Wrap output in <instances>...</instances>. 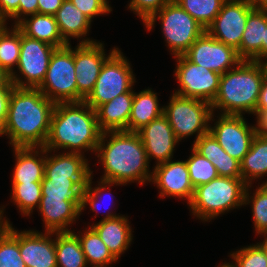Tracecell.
<instances>
[{
  "label": "cell",
  "mask_w": 267,
  "mask_h": 267,
  "mask_svg": "<svg viewBox=\"0 0 267 267\" xmlns=\"http://www.w3.org/2000/svg\"><path fill=\"white\" fill-rule=\"evenodd\" d=\"M55 105L38 88L14 87L2 137L7 136L11 147H44Z\"/></svg>",
  "instance_id": "1"
},
{
  "label": "cell",
  "mask_w": 267,
  "mask_h": 267,
  "mask_svg": "<svg viewBox=\"0 0 267 267\" xmlns=\"http://www.w3.org/2000/svg\"><path fill=\"white\" fill-rule=\"evenodd\" d=\"M95 155L104 169L100 180L124 185L151 182L150 163L137 132H102Z\"/></svg>",
  "instance_id": "2"
},
{
  "label": "cell",
  "mask_w": 267,
  "mask_h": 267,
  "mask_svg": "<svg viewBox=\"0 0 267 267\" xmlns=\"http://www.w3.org/2000/svg\"><path fill=\"white\" fill-rule=\"evenodd\" d=\"M101 135L96 110L85 101L59 102L53 110L44 148L82 155L87 151L95 153Z\"/></svg>",
  "instance_id": "3"
},
{
  "label": "cell",
  "mask_w": 267,
  "mask_h": 267,
  "mask_svg": "<svg viewBox=\"0 0 267 267\" xmlns=\"http://www.w3.org/2000/svg\"><path fill=\"white\" fill-rule=\"evenodd\" d=\"M267 70L264 63L241 60L220 77L218 92L211 104L212 112L219 114H255L260 89Z\"/></svg>",
  "instance_id": "4"
},
{
  "label": "cell",
  "mask_w": 267,
  "mask_h": 267,
  "mask_svg": "<svg viewBox=\"0 0 267 267\" xmlns=\"http://www.w3.org/2000/svg\"><path fill=\"white\" fill-rule=\"evenodd\" d=\"M246 186L242 178L219 176L195 187L188 204L193 217L210 222L225 212L244 206Z\"/></svg>",
  "instance_id": "5"
},
{
  "label": "cell",
  "mask_w": 267,
  "mask_h": 267,
  "mask_svg": "<svg viewBox=\"0 0 267 267\" xmlns=\"http://www.w3.org/2000/svg\"><path fill=\"white\" fill-rule=\"evenodd\" d=\"M157 20L161 22V32L167 43L165 46H168L174 57L184 55L205 32V29L175 0L166 4L144 24L147 31L155 27Z\"/></svg>",
  "instance_id": "6"
},
{
  "label": "cell",
  "mask_w": 267,
  "mask_h": 267,
  "mask_svg": "<svg viewBox=\"0 0 267 267\" xmlns=\"http://www.w3.org/2000/svg\"><path fill=\"white\" fill-rule=\"evenodd\" d=\"M76 78L74 50L68 44L54 50L45 79L38 89L55 103L81 102L85 98L77 90Z\"/></svg>",
  "instance_id": "7"
},
{
  "label": "cell",
  "mask_w": 267,
  "mask_h": 267,
  "mask_svg": "<svg viewBox=\"0 0 267 267\" xmlns=\"http://www.w3.org/2000/svg\"><path fill=\"white\" fill-rule=\"evenodd\" d=\"M168 105H164L163 114L169 120L175 137L179 142L196 135L194 142L209 132L211 104L189 97L171 94Z\"/></svg>",
  "instance_id": "8"
},
{
  "label": "cell",
  "mask_w": 267,
  "mask_h": 267,
  "mask_svg": "<svg viewBox=\"0 0 267 267\" xmlns=\"http://www.w3.org/2000/svg\"><path fill=\"white\" fill-rule=\"evenodd\" d=\"M131 63L118 48L104 63L93 90L84 101L94 110L120 94L133 89L136 83Z\"/></svg>",
  "instance_id": "9"
},
{
  "label": "cell",
  "mask_w": 267,
  "mask_h": 267,
  "mask_svg": "<svg viewBox=\"0 0 267 267\" xmlns=\"http://www.w3.org/2000/svg\"><path fill=\"white\" fill-rule=\"evenodd\" d=\"M55 49L56 47L21 32L17 70L9 76L13 85L18 88H38L45 79L49 61Z\"/></svg>",
  "instance_id": "10"
},
{
  "label": "cell",
  "mask_w": 267,
  "mask_h": 267,
  "mask_svg": "<svg viewBox=\"0 0 267 267\" xmlns=\"http://www.w3.org/2000/svg\"><path fill=\"white\" fill-rule=\"evenodd\" d=\"M174 59L176 67L173 75L179 83V89L172 93L212 104L218 92L221 74L190 62L184 55Z\"/></svg>",
  "instance_id": "11"
},
{
  "label": "cell",
  "mask_w": 267,
  "mask_h": 267,
  "mask_svg": "<svg viewBox=\"0 0 267 267\" xmlns=\"http://www.w3.org/2000/svg\"><path fill=\"white\" fill-rule=\"evenodd\" d=\"M210 122H214V126L209 124V132L227 154L241 162L243 157L248 153L251 142L256 135L255 126L249 125L246 118L242 115H224L218 113L216 116L214 112L211 114Z\"/></svg>",
  "instance_id": "12"
},
{
  "label": "cell",
  "mask_w": 267,
  "mask_h": 267,
  "mask_svg": "<svg viewBox=\"0 0 267 267\" xmlns=\"http://www.w3.org/2000/svg\"><path fill=\"white\" fill-rule=\"evenodd\" d=\"M253 9L247 0H226L206 31L217 41L237 50L240 47L247 17Z\"/></svg>",
  "instance_id": "13"
},
{
  "label": "cell",
  "mask_w": 267,
  "mask_h": 267,
  "mask_svg": "<svg viewBox=\"0 0 267 267\" xmlns=\"http://www.w3.org/2000/svg\"><path fill=\"white\" fill-rule=\"evenodd\" d=\"M184 56L190 62L221 75L241 61L233 47L217 41L206 30L189 47Z\"/></svg>",
  "instance_id": "14"
},
{
  "label": "cell",
  "mask_w": 267,
  "mask_h": 267,
  "mask_svg": "<svg viewBox=\"0 0 267 267\" xmlns=\"http://www.w3.org/2000/svg\"><path fill=\"white\" fill-rule=\"evenodd\" d=\"M104 48V43L99 41L78 43L73 48L77 90L84 98L93 90L105 61L118 49L112 48L108 55Z\"/></svg>",
  "instance_id": "15"
},
{
  "label": "cell",
  "mask_w": 267,
  "mask_h": 267,
  "mask_svg": "<svg viewBox=\"0 0 267 267\" xmlns=\"http://www.w3.org/2000/svg\"><path fill=\"white\" fill-rule=\"evenodd\" d=\"M152 168V179L150 183L157 186L160 191L159 198L175 197L185 199L187 205L191 202L194 187L189 178L186 160L173 161L171 159Z\"/></svg>",
  "instance_id": "16"
},
{
  "label": "cell",
  "mask_w": 267,
  "mask_h": 267,
  "mask_svg": "<svg viewBox=\"0 0 267 267\" xmlns=\"http://www.w3.org/2000/svg\"><path fill=\"white\" fill-rule=\"evenodd\" d=\"M137 133L142 140L149 163L154 159L158 165L173 158L179 141L164 114L143 126Z\"/></svg>",
  "instance_id": "17"
},
{
  "label": "cell",
  "mask_w": 267,
  "mask_h": 267,
  "mask_svg": "<svg viewBox=\"0 0 267 267\" xmlns=\"http://www.w3.org/2000/svg\"><path fill=\"white\" fill-rule=\"evenodd\" d=\"M54 232L19 231V251L26 267H57Z\"/></svg>",
  "instance_id": "18"
},
{
  "label": "cell",
  "mask_w": 267,
  "mask_h": 267,
  "mask_svg": "<svg viewBox=\"0 0 267 267\" xmlns=\"http://www.w3.org/2000/svg\"><path fill=\"white\" fill-rule=\"evenodd\" d=\"M52 155L50 150H46V161L44 176L47 179H72L77 184H88V180L93 175L89 167L86 156L79 153L56 152ZM60 153V154H59Z\"/></svg>",
  "instance_id": "19"
},
{
  "label": "cell",
  "mask_w": 267,
  "mask_h": 267,
  "mask_svg": "<svg viewBox=\"0 0 267 267\" xmlns=\"http://www.w3.org/2000/svg\"><path fill=\"white\" fill-rule=\"evenodd\" d=\"M40 212L45 232H72L68 227L81 215V209L69 199H55L42 196L37 208Z\"/></svg>",
  "instance_id": "20"
},
{
  "label": "cell",
  "mask_w": 267,
  "mask_h": 267,
  "mask_svg": "<svg viewBox=\"0 0 267 267\" xmlns=\"http://www.w3.org/2000/svg\"><path fill=\"white\" fill-rule=\"evenodd\" d=\"M15 166L12 183L41 182L44 178L46 149L44 147H13Z\"/></svg>",
  "instance_id": "21"
},
{
  "label": "cell",
  "mask_w": 267,
  "mask_h": 267,
  "mask_svg": "<svg viewBox=\"0 0 267 267\" xmlns=\"http://www.w3.org/2000/svg\"><path fill=\"white\" fill-rule=\"evenodd\" d=\"M128 220L127 216L121 215L90 225L117 260L129 249L133 241V229Z\"/></svg>",
  "instance_id": "22"
},
{
  "label": "cell",
  "mask_w": 267,
  "mask_h": 267,
  "mask_svg": "<svg viewBox=\"0 0 267 267\" xmlns=\"http://www.w3.org/2000/svg\"><path fill=\"white\" fill-rule=\"evenodd\" d=\"M267 26V9L254 8L247 17L240 47L236 50L241 60L262 63V40Z\"/></svg>",
  "instance_id": "23"
},
{
  "label": "cell",
  "mask_w": 267,
  "mask_h": 267,
  "mask_svg": "<svg viewBox=\"0 0 267 267\" xmlns=\"http://www.w3.org/2000/svg\"><path fill=\"white\" fill-rule=\"evenodd\" d=\"M54 17L60 34L67 44H71V38L79 40V44H89L97 41L86 37L90 32L92 21L70 0H64ZM79 38L82 40L80 41Z\"/></svg>",
  "instance_id": "24"
},
{
  "label": "cell",
  "mask_w": 267,
  "mask_h": 267,
  "mask_svg": "<svg viewBox=\"0 0 267 267\" xmlns=\"http://www.w3.org/2000/svg\"><path fill=\"white\" fill-rule=\"evenodd\" d=\"M134 90L120 94L96 109L97 121L102 132L128 131Z\"/></svg>",
  "instance_id": "25"
},
{
  "label": "cell",
  "mask_w": 267,
  "mask_h": 267,
  "mask_svg": "<svg viewBox=\"0 0 267 267\" xmlns=\"http://www.w3.org/2000/svg\"><path fill=\"white\" fill-rule=\"evenodd\" d=\"M192 147L215 166L220 177L242 178L240 162L227 154L210 132L201 135Z\"/></svg>",
  "instance_id": "26"
},
{
  "label": "cell",
  "mask_w": 267,
  "mask_h": 267,
  "mask_svg": "<svg viewBox=\"0 0 267 267\" xmlns=\"http://www.w3.org/2000/svg\"><path fill=\"white\" fill-rule=\"evenodd\" d=\"M16 26L24 35L56 48L68 45L63 40L53 15L36 13L24 18Z\"/></svg>",
  "instance_id": "27"
},
{
  "label": "cell",
  "mask_w": 267,
  "mask_h": 267,
  "mask_svg": "<svg viewBox=\"0 0 267 267\" xmlns=\"http://www.w3.org/2000/svg\"><path fill=\"white\" fill-rule=\"evenodd\" d=\"M158 94L152 88L134 92L131 114L128 120V132H137L163 115V106H159Z\"/></svg>",
  "instance_id": "28"
},
{
  "label": "cell",
  "mask_w": 267,
  "mask_h": 267,
  "mask_svg": "<svg viewBox=\"0 0 267 267\" xmlns=\"http://www.w3.org/2000/svg\"><path fill=\"white\" fill-rule=\"evenodd\" d=\"M240 169L247 185L267 175V137L256 133L248 153L240 162Z\"/></svg>",
  "instance_id": "29"
},
{
  "label": "cell",
  "mask_w": 267,
  "mask_h": 267,
  "mask_svg": "<svg viewBox=\"0 0 267 267\" xmlns=\"http://www.w3.org/2000/svg\"><path fill=\"white\" fill-rule=\"evenodd\" d=\"M83 230V232L78 231V235L75 230L72 232L80 241L89 267H109L110 264L118 262L90 224Z\"/></svg>",
  "instance_id": "30"
},
{
  "label": "cell",
  "mask_w": 267,
  "mask_h": 267,
  "mask_svg": "<svg viewBox=\"0 0 267 267\" xmlns=\"http://www.w3.org/2000/svg\"><path fill=\"white\" fill-rule=\"evenodd\" d=\"M57 267H88L80 241L73 232H54Z\"/></svg>",
  "instance_id": "31"
},
{
  "label": "cell",
  "mask_w": 267,
  "mask_h": 267,
  "mask_svg": "<svg viewBox=\"0 0 267 267\" xmlns=\"http://www.w3.org/2000/svg\"><path fill=\"white\" fill-rule=\"evenodd\" d=\"M12 27L6 23L0 27V68L9 76L18 65L21 46V30L16 25Z\"/></svg>",
  "instance_id": "32"
},
{
  "label": "cell",
  "mask_w": 267,
  "mask_h": 267,
  "mask_svg": "<svg viewBox=\"0 0 267 267\" xmlns=\"http://www.w3.org/2000/svg\"><path fill=\"white\" fill-rule=\"evenodd\" d=\"M87 184H77L72 179H47L41 181L42 196L55 199H69L80 209L83 204V193Z\"/></svg>",
  "instance_id": "33"
},
{
  "label": "cell",
  "mask_w": 267,
  "mask_h": 267,
  "mask_svg": "<svg viewBox=\"0 0 267 267\" xmlns=\"http://www.w3.org/2000/svg\"><path fill=\"white\" fill-rule=\"evenodd\" d=\"M252 186V184L246 186L244 205L252 204L250 206L256 235L267 236V183L257 186L253 194L250 190Z\"/></svg>",
  "instance_id": "34"
},
{
  "label": "cell",
  "mask_w": 267,
  "mask_h": 267,
  "mask_svg": "<svg viewBox=\"0 0 267 267\" xmlns=\"http://www.w3.org/2000/svg\"><path fill=\"white\" fill-rule=\"evenodd\" d=\"M11 189V202L17 206L22 215L30 217L33 210L40 204L41 182L12 183Z\"/></svg>",
  "instance_id": "35"
},
{
  "label": "cell",
  "mask_w": 267,
  "mask_h": 267,
  "mask_svg": "<svg viewBox=\"0 0 267 267\" xmlns=\"http://www.w3.org/2000/svg\"><path fill=\"white\" fill-rule=\"evenodd\" d=\"M205 30L212 24L226 0H175Z\"/></svg>",
  "instance_id": "36"
},
{
  "label": "cell",
  "mask_w": 267,
  "mask_h": 267,
  "mask_svg": "<svg viewBox=\"0 0 267 267\" xmlns=\"http://www.w3.org/2000/svg\"><path fill=\"white\" fill-rule=\"evenodd\" d=\"M92 179H93V176L91 175L89 180H88V184L86 185L84 193H83V204L81 207V213L84 211L85 207L88 205L90 206V209L93 212L100 211L98 206L101 205L100 203L103 201V200L101 201L102 196L104 197L107 194L109 197L106 196V198H108L110 201L114 200V197H113V195H111V192H108V191H110V186L124 185L122 183H115V182H111V181H105V180L100 181L99 180L98 184L96 186L92 187V182H93ZM105 192H107V193H105ZM113 203L114 202H112L111 205H114ZM108 210L105 211L106 214L104 215L103 218H101V220L113 219V218H116V217L122 215V214L119 215L117 213L115 214L112 210H109V211Z\"/></svg>",
  "instance_id": "37"
},
{
  "label": "cell",
  "mask_w": 267,
  "mask_h": 267,
  "mask_svg": "<svg viewBox=\"0 0 267 267\" xmlns=\"http://www.w3.org/2000/svg\"><path fill=\"white\" fill-rule=\"evenodd\" d=\"M0 267H26L19 251V231L12 224L0 237Z\"/></svg>",
  "instance_id": "38"
},
{
  "label": "cell",
  "mask_w": 267,
  "mask_h": 267,
  "mask_svg": "<svg viewBox=\"0 0 267 267\" xmlns=\"http://www.w3.org/2000/svg\"><path fill=\"white\" fill-rule=\"evenodd\" d=\"M186 165L194 188L219 177L215 166L193 147L191 148V155L186 160Z\"/></svg>",
  "instance_id": "39"
},
{
  "label": "cell",
  "mask_w": 267,
  "mask_h": 267,
  "mask_svg": "<svg viewBox=\"0 0 267 267\" xmlns=\"http://www.w3.org/2000/svg\"><path fill=\"white\" fill-rule=\"evenodd\" d=\"M229 257L235 267H267L264 252L257 243L242 247L230 253Z\"/></svg>",
  "instance_id": "40"
},
{
  "label": "cell",
  "mask_w": 267,
  "mask_h": 267,
  "mask_svg": "<svg viewBox=\"0 0 267 267\" xmlns=\"http://www.w3.org/2000/svg\"><path fill=\"white\" fill-rule=\"evenodd\" d=\"M171 1L173 0H130L127 9L136 14L144 25L155 13Z\"/></svg>",
  "instance_id": "41"
},
{
  "label": "cell",
  "mask_w": 267,
  "mask_h": 267,
  "mask_svg": "<svg viewBox=\"0 0 267 267\" xmlns=\"http://www.w3.org/2000/svg\"><path fill=\"white\" fill-rule=\"evenodd\" d=\"M91 21L96 16L112 12L101 0H70Z\"/></svg>",
  "instance_id": "42"
},
{
  "label": "cell",
  "mask_w": 267,
  "mask_h": 267,
  "mask_svg": "<svg viewBox=\"0 0 267 267\" xmlns=\"http://www.w3.org/2000/svg\"><path fill=\"white\" fill-rule=\"evenodd\" d=\"M19 2L20 0H0V20L8 24V20L12 19L17 25L19 23Z\"/></svg>",
  "instance_id": "43"
},
{
  "label": "cell",
  "mask_w": 267,
  "mask_h": 267,
  "mask_svg": "<svg viewBox=\"0 0 267 267\" xmlns=\"http://www.w3.org/2000/svg\"><path fill=\"white\" fill-rule=\"evenodd\" d=\"M15 86L9 80L4 86H0V127L3 128L7 116H8V106H9V99L11 96L12 89Z\"/></svg>",
  "instance_id": "44"
},
{
  "label": "cell",
  "mask_w": 267,
  "mask_h": 267,
  "mask_svg": "<svg viewBox=\"0 0 267 267\" xmlns=\"http://www.w3.org/2000/svg\"><path fill=\"white\" fill-rule=\"evenodd\" d=\"M64 0H38V13L55 15Z\"/></svg>",
  "instance_id": "45"
},
{
  "label": "cell",
  "mask_w": 267,
  "mask_h": 267,
  "mask_svg": "<svg viewBox=\"0 0 267 267\" xmlns=\"http://www.w3.org/2000/svg\"><path fill=\"white\" fill-rule=\"evenodd\" d=\"M38 13V0H20L19 22L24 18Z\"/></svg>",
  "instance_id": "46"
},
{
  "label": "cell",
  "mask_w": 267,
  "mask_h": 267,
  "mask_svg": "<svg viewBox=\"0 0 267 267\" xmlns=\"http://www.w3.org/2000/svg\"><path fill=\"white\" fill-rule=\"evenodd\" d=\"M256 133L267 137V109H256Z\"/></svg>",
  "instance_id": "47"
},
{
  "label": "cell",
  "mask_w": 267,
  "mask_h": 267,
  "mask_svg": "<svg viewBox=\"0 0 267 267\" xmlns=\"http://www.w3.org/2000/svg\"><path fill=\"white\" fill-rule=\"evenodd\" d=\"M256 109H267V76L262 82Z\"/></svg>",
  "instance_id": "48"
},
{
  "label": "cell",
  "mask_w": 267,
  "mask_h": 267,
  "mask_svg": "<svg viewBox=\"0 0 267 267\" xmlns=\"http://www.w3.org/2000/svg\"><path fill=\"white\" fill-rule=\"evenodd\" d=\"M5 206L0 207V237L8 229L11 222L7 217H4Z\"/></svg>",
  "instance_id": "49"
},
{
  "label": "cell",
  "mask_w": 267,
  "mask_h": 267,
  "mask_svg": "<svg viewBox=\"0 0 267 267\" xmlns=\"http://www.w3.org/2000/svg\"><path fill=\"white\" fill-rule=\"evenodd\" d=\"M267 61V26L265 28L264 39L262 40V63Z\"/></svg>",
  "instance_id": "50"
},
{
  "label": "cell",
  "mask_w": 267,
  "mask_h": 267,
  "mask_svg": "<svg viewBox=\"0 0 267 267\" xmlns=\"http://www.w3.org/2000/svg\"><path fill=\"white\" fill-rule=\"evenodd\" d=\"M254 8L267 9V0H247Z\"/></svg>",
  "instance_id": "51"
},
{
  "label": "cell",
  "mask_w": 267,
  "mask_h": 267,
  "mask_svg": "<svg viewBox=\"0 0 267 267\" xmlns=\"http://www.w3.org/2000/svg\"><path fill=\"white\" fill-rule=\"evenodd\" d=\"M9 80V75L0 68V86H4Z\"/></svg>",
  "instance_id": "52"
},
{
  "label": "cell",
  "mask_w": 267,
  "mask_h": 267,
  "mask_svg": "<svg viewBox=\"0 0 267 267\" xmlns=\"http://www.w3.org/2000/svg\"><path fill=\"white\" fill-rule=\"evenodd\" d=\"M263 237V241L258 242L257 244L262 248L266 261H267V236H262Z\"/></svg>",
  "instance_id": "53"
},
{
  "label": "cell",
  "mask_w": 267,
  "mask_h": 267,
  "mask_svg": "<svg viewBox=\"0 0 267 267\" xmlns=\"http://www.w3.org/2000/svg\"><path fill=\"white\" fill-rule=\"evenodd\" d=\"M218 267H235V266L232 263H229V262L225 261V263L223 262Z\"/></svg>",
  "instance_id": "54"
},
{
  "label": "cell",
  "mask_w": 267,
  "mask_h": 267,
  "mask_svg": "<svg viewBox=\"0 0 267 267\" xmlns=\"http://www.w3.org/2000/svg\"><path fill=\"white\" fill-rule=\"evenodd\" d=\"M111 11H113L112 10V7L110 6V4H109V0H101Z\"/></svg>",
  "instance_id": "55"
},
{
  "label": "cell",
  "mask_w": 267,
  "mask_h": 267,
  "mask_svg": "<svg viewBox=\"0 0 267 267\" xmlns=\"http://www.w3.org/2000/svg\"><path fill=\"white\" fill-rule=\"evenodd\" d=\"M2 136V128L0 127V137Z\"/></svg>",
  "instance_id": "56"
},
{
  "label": "cell",
  "mask_w": 267,
  "mask_h": 267,
  "mask_svg": "<svg viewBox=\"0 0 267 267\" xmlns=\"http://www.w3.org/2000/svg\"><path fill=\"white\" fill-rule=\"evenodd\" d=\"M4 23L0 20V27L3 25Z\"/></svg>",
  "instance_id": "57"
}]
</instances>
